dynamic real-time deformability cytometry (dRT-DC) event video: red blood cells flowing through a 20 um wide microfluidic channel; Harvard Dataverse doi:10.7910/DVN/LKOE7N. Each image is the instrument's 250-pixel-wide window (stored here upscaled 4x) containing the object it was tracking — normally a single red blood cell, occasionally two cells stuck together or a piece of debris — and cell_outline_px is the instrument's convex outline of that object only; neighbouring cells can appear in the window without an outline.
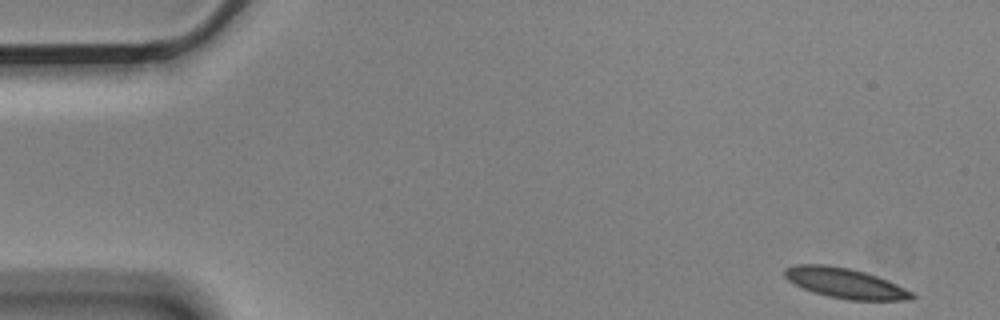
{"species": "Egyptian fruit bat (a non-hibernating species)", "species_latin": "Rousettus aegyptiacus", "temperature_condition": "cold", "stored_images_in_passage": 9, "camera_frame_rate_fps": 3000, "um_per_image_px": 0.085, "animal": {"sex": "male"}, "frame": {"image": 1, "passage_image": 1, "time_ms": 0.0, "image_size_px": [1000, 320], "cell_outline_px": [[916, 296], [912, 300], [848, 300], [828, 296], [812, 292], [788, 280], [784, 276], [784, 268], [796, 264], [824, 264], [848, 268], [864, 272], [888, 280], [912, 292]], "centroid_in_image_um": [71.83, 24.07], "position_along_channel_um": 13.2, "area_um2": 22.25}}
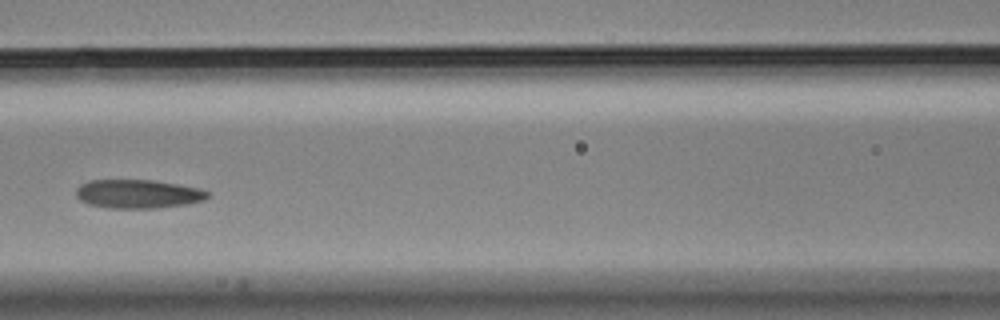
{"frame": {"image": 2, "passage_image": 7, "time_ms": 2.0, "image_size_px": [1000, 320], "cell_outline_px": [[208, 196], [204, 200], [188, 204], [160, 208], [108, 208], [88, 204], [80, 200], [76, 196], [76, 188], [80, 184], [88, 180], [152, 180], [200, 188], [208, 192]], "centroid_in_image_um": [11.7, 16.49], "position_along_channel_um": 154.9, "area_um2": 22.14}}
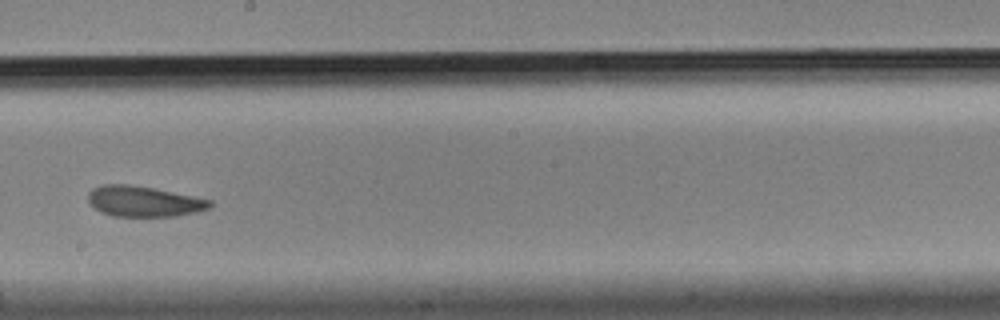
{"frame": {"image": 3, "passage_image": 9, "time_ms": 2.667, "image_size_px": [1000, 320], "cell_outline_px": [[212, 208], [196, 212], [176, 216], [112, 216], [100, 212], [88, 204], [88, 192], [92, 188], [104, 184], [128, 184], [152, 188], [212, 200]], "centroid_in_image_um": [12.19, 17.12], "position_along_channel_um": 236.0, "area_um2": 21.79}}